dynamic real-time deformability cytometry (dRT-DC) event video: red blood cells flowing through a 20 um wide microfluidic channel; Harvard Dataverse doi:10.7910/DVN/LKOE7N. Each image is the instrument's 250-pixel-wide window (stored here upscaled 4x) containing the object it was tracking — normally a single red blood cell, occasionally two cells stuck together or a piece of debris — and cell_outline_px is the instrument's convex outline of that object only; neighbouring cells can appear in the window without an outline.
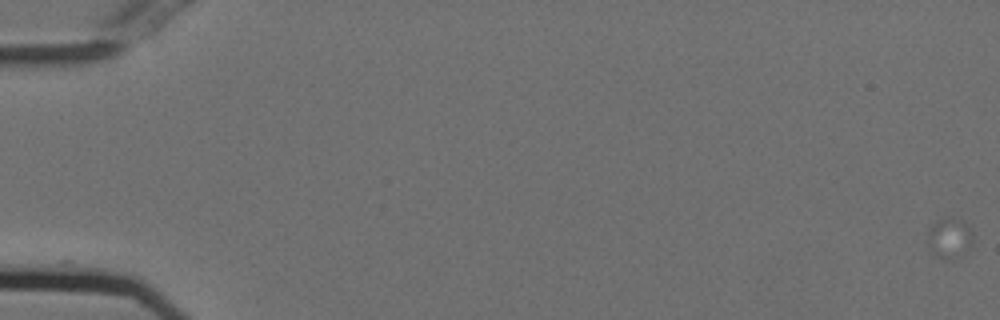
{"species": "Egyptian fruit bat (a non-hibernating species)", "species_latin": "Rousettus aegyptiacus", "temperature_condition": "cold", "stored_images_in_passage": 2, "camera_frame_rate_fps": 3000, "um_per_image_px": 0.085, "animal": {"sex": "female"}, "frame": {"image": 1, "passage_image": 2, "time_ms": 0.333, "image_size_px": [1000, 320], "cell_outline_px": [[972, 240], [960, 256], [944, 260], [936, 256], [932, 252], [928, 244], [928, 228], [932, 224], [948, 216], [964, 220], [972, 232]], "centroid_in_image_um": [80.68, 20.2], "position_along_channel_um": 4.3, "area_um2": 10.52}}